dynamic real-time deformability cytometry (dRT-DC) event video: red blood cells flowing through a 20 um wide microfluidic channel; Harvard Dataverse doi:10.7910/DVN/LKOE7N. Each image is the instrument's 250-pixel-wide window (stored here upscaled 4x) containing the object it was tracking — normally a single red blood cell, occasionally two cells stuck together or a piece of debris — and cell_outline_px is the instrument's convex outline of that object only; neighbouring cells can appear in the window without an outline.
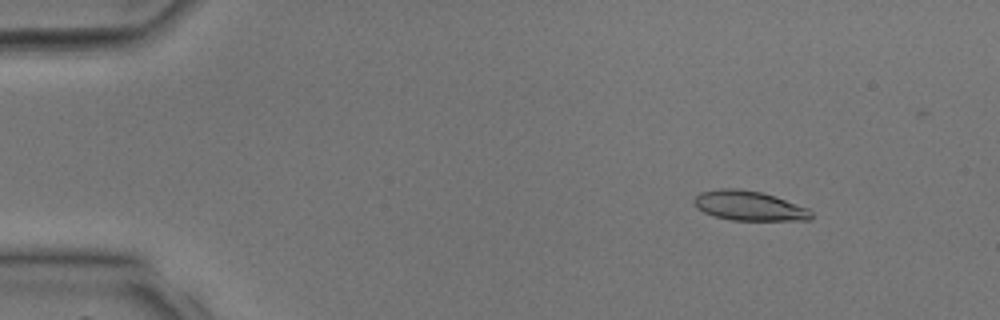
{"species": "common noctule bat (a hibernating species)", "species_latin": "Nyctalus noctula", "temperature_condition": "room temperature", "stored_images_in_passage": 39, "camera_frame_rate_fps": 3000, "um_per_image_px": 0.085, "animal": {"sex": "male", "body_mass_g": 17.9, "forearm_length_mm": 54.2}, "frame": {"image": 1, "passage_image": 5, "time_ms": 1.333, "image_size_px": [1000, 320], "cell_outline_px": [[812, 220], [732, 220], [716, 216], [704, 212], [696, 208], [692, 204], [692, 200], [700, 192], [720, 188], [740, 188], [760, 192], [776, 196], [808, 208], [812, 212]], "centroid_in_image_um": [63.66, 17.48], "position_along_channel_um": 21.3, "area_um2": 20.4}}
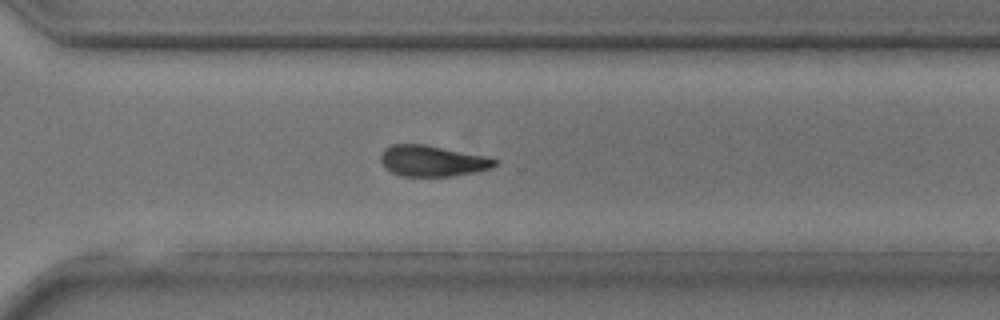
{"frame": {"image": 2, "passage_image": 28, "time_ms": 9.0, "image_size_px": [1000, 320], "cell_outline_px": [[496, 164], [492, 168], [476, 172], [452, 176], [400, 176], [384, 168], [380, 160], [380, 152], [384, 148], [392, 144], [424, 144], [488, 156], [496, 160]], "centroid_in_image_um": [36.72, 13.67], "position_along_channel_um": 333.9, "area_um2": 20.81}}
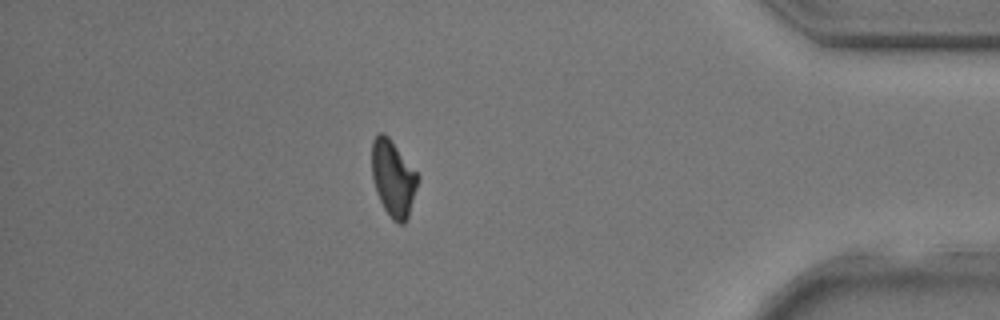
{"frame": {"image": 3, "passage_image": 34, "time_ms": 11.0, "image_size_px": [1000, 320], "cell_outline_px": [[420, 180], [408, 220], [404, 224], [400, 224], [392, 220], [384, 208], [376, 192], [372, 176], [372, 140], [380, 132], [384, 132], [388, 136], [420, 176]], "centroid_in_image_um": [33.45, 15.19], "position_along_channel_um": 401.8, "area_um2": 20.69}}